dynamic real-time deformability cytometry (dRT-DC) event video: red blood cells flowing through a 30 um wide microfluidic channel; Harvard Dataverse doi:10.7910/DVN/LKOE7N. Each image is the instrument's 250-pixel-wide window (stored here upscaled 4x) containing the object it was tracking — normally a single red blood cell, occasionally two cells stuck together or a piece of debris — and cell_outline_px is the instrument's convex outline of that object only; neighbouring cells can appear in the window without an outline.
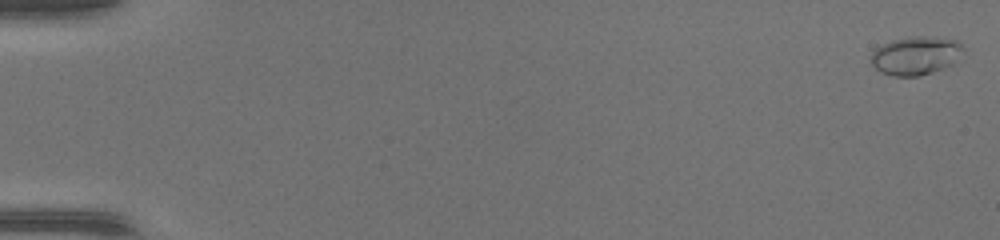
{"species": "common noctule bat (a hibernating species)", "species_latin": "Nyctalus noctula", "temperature_condition": "warm", "stored_images_in_passage": 14, "camera_frame_rate_fps": 3000, "um_per_image_px": 0.085, "animal": {"sex": "female", "body_mass_g": 17.0, "forearm_length_mm": 48.0}, "frame": {"image": 1, "passage_image": 1, "time_ms": 0.0, "image_size_px": [1000, 240], "cell_outline_px": [[960, 44], [948, 64], [932, 72], [916, 76], [896, 76], [880, 72], [872, 64], [872, 52], [876, 48], [892, 40], [912, 36], [924, 36], [952, 40]], "centroid_in_image_um": [77.66, 4.73], "position_along_channel_um": 7.3, "area_um2": 19.31}}